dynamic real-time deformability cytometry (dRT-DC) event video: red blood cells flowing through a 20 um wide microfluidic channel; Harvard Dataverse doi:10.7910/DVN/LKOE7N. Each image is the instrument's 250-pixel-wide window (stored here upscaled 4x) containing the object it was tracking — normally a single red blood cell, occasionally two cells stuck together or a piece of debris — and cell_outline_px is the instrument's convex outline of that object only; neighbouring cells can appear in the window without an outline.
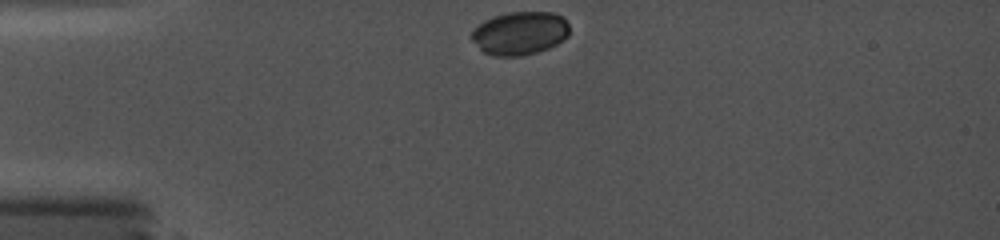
{"species": "common noctule bat (a hibernating species)", "species_latin": "Nyctalus noctula", "temperature_condition": "cold", "stored_images_in_passage": 23, "camera_frame_rate_fps": 5000, "um_per_image_px": 0.085, "animal": {"sex": "female", "body_mass_g": 19.0, "forearm_length_mm": 56.7}, "frame": {"image": 1, "passage_image": 1, "time_ms": 0.0, "image_size_px": [1000, 240], "cell_outline_px": [[568, 36], [556, 44], [548, 48], [536, 52], [520, 56], [496, 56], [484, 52], [472, 40], [472, 32], [484, 20], [508, 12], [552, 12], [564, 16], [568, 24]], "centroid_in_image_um": [44.22, 2.81], "position_along_channel_um": 40.8, "area_um2": 24.45}}
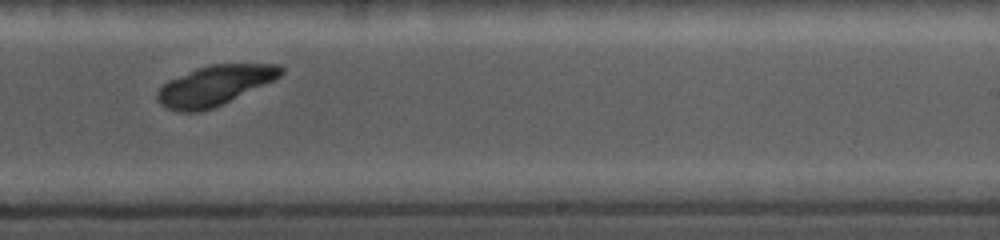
{"frame": {"image": 2, "passage_image": 14, "time_ms": 7.0, "image_size_px": [1000, 240], "cell_outline_px": [[284, 72], [280, 76], [264, 84], [212, 108], [200, 112], [176, 112], [160, 104], [156, 100], [156, 92], [168, 80], [196, 68], [208, 64], [280, 64], [284, 68]], "centroid_in_image_um": [18.19, 7.26], "position_along_channel_um": 270.8, "area_um2": 28.5}}
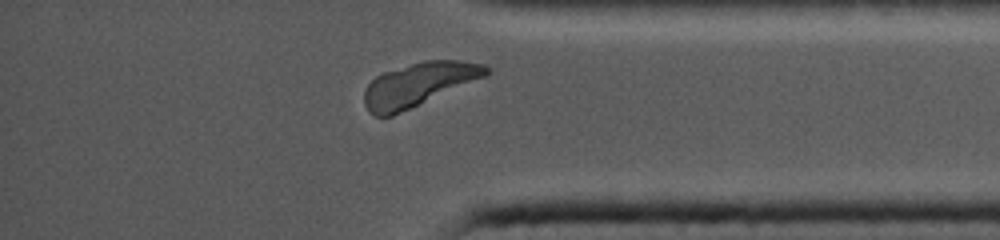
{"frame": {"image": 3, "passage_image": 22, "time_ms": 10.4, "image_size_px": [1000, 240], "cell_outline_px": [[492, 72], [484, 76], [392, 116], [372, 116], [368, 112], [364, 104], [364, 92], [368, 84], [376, 76], [384, 72], [424, 60], [460, 60], [480, 64], [492, 68]], "centroid_in_image_um": [35.54, 7.18], "position_along_channel_um": 399.7, "area_um2": 30.46}}